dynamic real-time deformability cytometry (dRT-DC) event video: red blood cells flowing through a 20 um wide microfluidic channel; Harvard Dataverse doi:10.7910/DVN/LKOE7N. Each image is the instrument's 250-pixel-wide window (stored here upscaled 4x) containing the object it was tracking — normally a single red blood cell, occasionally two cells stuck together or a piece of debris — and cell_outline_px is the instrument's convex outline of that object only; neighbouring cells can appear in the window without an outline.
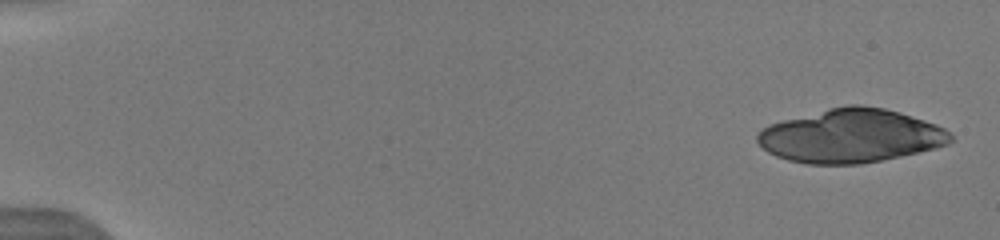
{"species": "human", "species_latin": "Homo sapiens", "temperature_condition": "warm", "stored_images_in_passage": 8, "camera_frame_rate_fps": 3000, "um_per_image_px": 0.085, "donor": {"sex": "male"}, "frame": {"image": 1, "passage_image": 1, "time_ms": 0.0, "image_size_px": [1000, 240], "cell_outline_px": [[952, 140], [948, 144], [936, 148], [900, 156], [860, 164], [808, 164], [788, 160], [776, 156], [768, 152], [756, 140], [756, 136], [768, 124], [848, 104], [860, 104], [884, 108], [900, 112], [936, 124], [944, 128], [952, 136]], "centroid_in_image_um": [72.33, 11.55], "position_along_channel_um": 12.7, "area_um2": 59.94}}
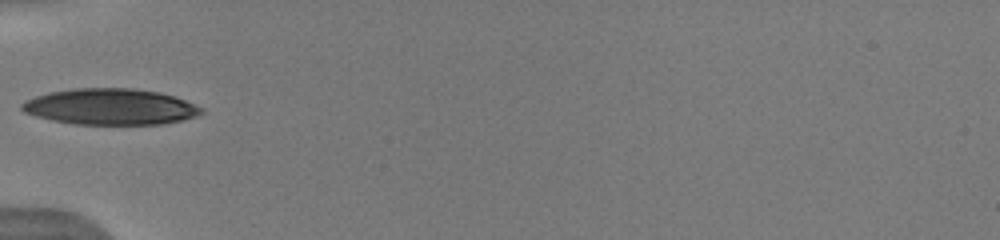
{"frame": {"image": 2, "passage_image": 6, "time_ms": 5.667, "image_size_px": [1000, 240], "cell_outline_px": [[204, 112], [196, 116], [180, 120], [160, 124], [72, 124], [52, 120], [36, 116], [24, 112], [20, 108], [20, 104], [36, 96], [48, 92], [76, 88], [132, 88], [160, 92], [184, 100], [204, 108]], "centroid_in_image_um": [9.37, 9.07], "position_along_channel_um": 75.6, "area_um2": 37.63}}